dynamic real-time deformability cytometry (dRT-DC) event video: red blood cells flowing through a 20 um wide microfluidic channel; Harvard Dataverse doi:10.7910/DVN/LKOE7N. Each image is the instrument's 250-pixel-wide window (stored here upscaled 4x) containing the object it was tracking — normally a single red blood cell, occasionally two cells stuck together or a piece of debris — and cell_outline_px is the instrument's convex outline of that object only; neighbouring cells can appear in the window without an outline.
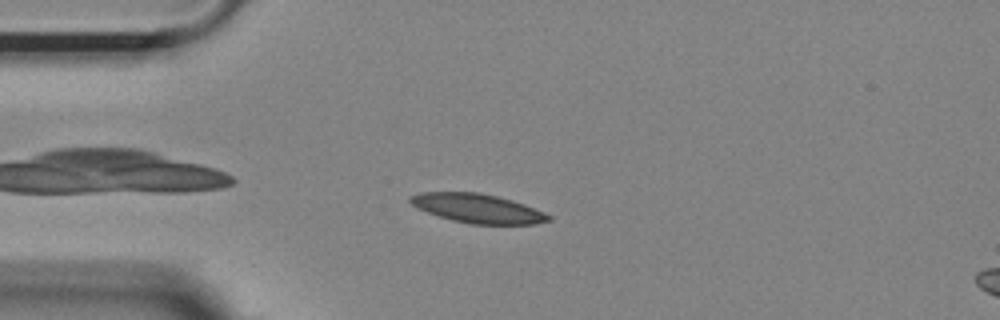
{"species": "Egyptian fruit bat (a non-hibernating species)", "species_latin": "Rousettus aegyptiacus", "temperature_condition": "room temperature", "stored_images_in_passage": 37, "camera_frame_rate_fps": 3000, "um_per_image_px": 0.085, "animal": {"sex": "female"}, "frame": {"image": 1, "passage_image": 4, "time_ms": 1.0, "image_size_px": [1000, 320], "cell_outline_px": [[552, 220], [536, 224], [472, 224], [452, 220], [416, 208], [408, 200], [408, 196], [420, 192], [480, 192], [512, 200], [524, 204], [544, 212], [552, 216]], "centroid_in_image_um": [40.6, 17.71], "position_along_channel_um": 44.4, "area_um2": 23.47}}
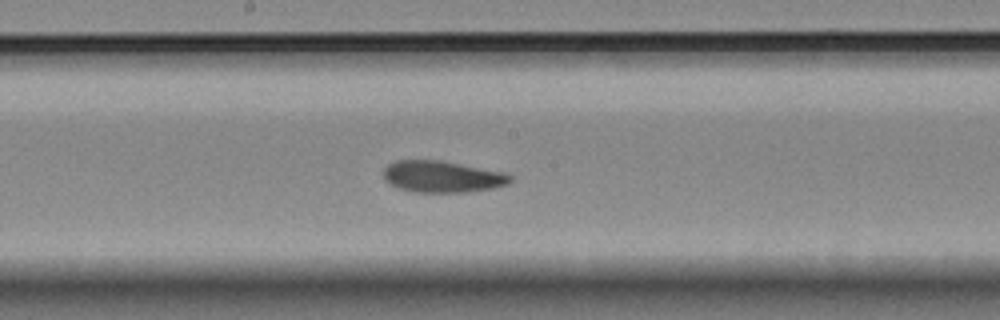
{"frame": {"image": 2, "passage_image": 19, "time_ms": 6.0, "image_size_px": [1000, 320], "cell_outline_px": [[512, 180], [508, 184], [492, 188], [472, 192], [416, 192], [400, 188], [384, 180], [384, 168], [388, 164], [396, 160], [440, 160], [504, 172], [512, 176]], "centroid_in_image_um": [37.61, 15.01], "position_along_channel_um": 210.6, "area_um2": 23.29}}
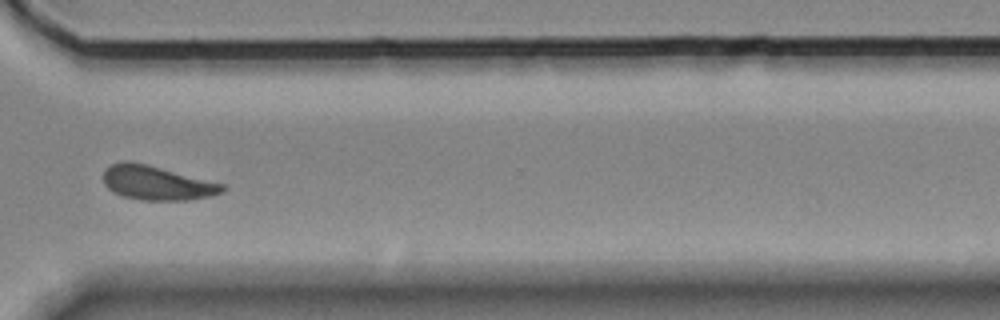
{"frame": {"image": 3, "passage_image": 31, "time_ms": 10.0, "image_size_px": [1000, 320], "cell_outline_px": [[228, 188], [224, 192], [212, 196], [188, 200], [140, 200], [124, 196], [108, 188], [104, 184], [104, 168], [112, 164], [124, 160], [128, 160], [148, 164], [224, 184]], "centroid_in_image_um": [13.36, 15.54], "position_along_channel_um": 357.2, "area_um2": 23.87}, "authors_computed_cell_mechanics": {"area_um2": 23.2356, "velocity_mm_per_s": 3.6665, "shape_relaxation_time_tau1_ms": 9.557, "shape_relaxation_time_tau2_ms": 5.5741, "deformation_change_tau1": 0.1966, "deformation_change_tau2": 0.1179}}